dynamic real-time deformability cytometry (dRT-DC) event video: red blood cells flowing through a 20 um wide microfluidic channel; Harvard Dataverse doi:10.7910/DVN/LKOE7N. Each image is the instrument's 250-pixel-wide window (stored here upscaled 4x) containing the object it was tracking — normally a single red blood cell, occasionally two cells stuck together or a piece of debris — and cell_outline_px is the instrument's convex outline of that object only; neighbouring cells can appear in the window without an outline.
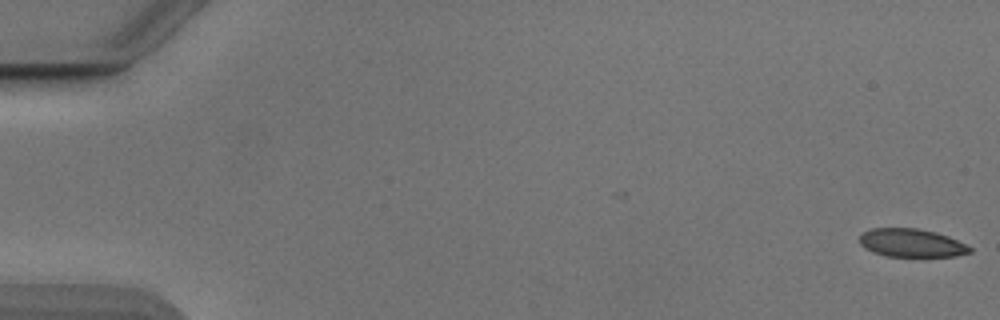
{"species": "Egyptian fruit bat (a non-hibernating species)", "species_latin": "Rousettus aegyptiacus", "temperature_condition": "cold", "stored_images_in_passage": 52, "camera_frame_rate_fps": 3000, "um_per_image_px": 0.085, "animal": {"sex": "male"}, "frame": {"image": 1, "passage_image": 1, "time_ms": 0.0, "image_size_px": [1000, 320], "cell_outline_px": [[972, 252], [956, 256], [884, 256], [872, 252], [864, 248], [860, 244], [860, 232], [872, 228], [916, 228], [936, 232], [948, 236], [972, 248]], "centroid_in_image_um": [77.43, 20.64], "position_along_channel_um": 7.6, "area_um2": 18.21}}
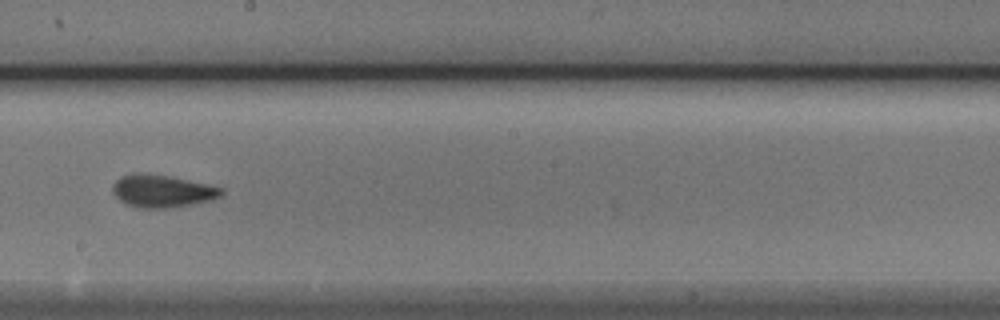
{"frame": {"image": 2, "passage_image": 31, "time_ms": 10.0, "image_size_px": [1000, 320], "cell_outline_px": [[224, 192], [220, 196], [212, 200], [192, 204], [168, 208], [136, 208], [120, 200], [112, 192], [112, 184], [120, 176], [132, 172], [140, 172], [168, 176], [208, 184], [224, 188]], "centroid_in_image_um": [13.76, 16.23], "position_along_channel_um": 234.4, "area_um2": 20.81}}
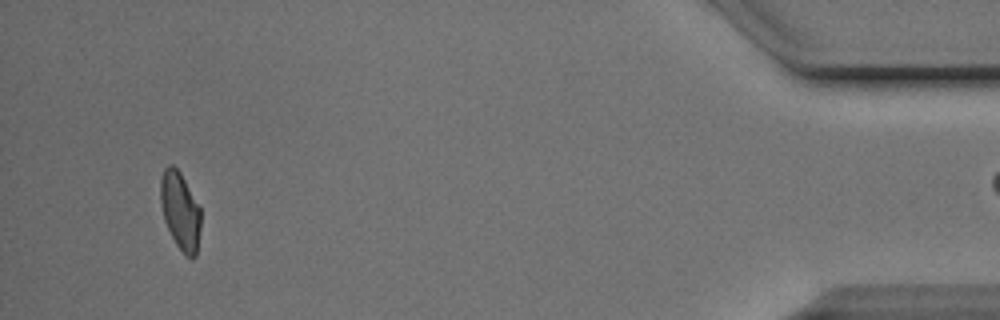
{"frame": {"image": 3, "passage_image": 51, "time_ms": 16.667, "image_size_px": [1000, 320], "cell_outline_px": [[200, 228], [196, 256], [192, 260], [184, 256], [176, 244], [164, 220], [160, 204], [160, 180], [164, 168], [168, 164], [172, 164], [180, 172], [200, 208]], "centroid_in_image_um": [15.31, 17.94], "position_along_channel_um": 419.9, "area_um2": 18.32}}